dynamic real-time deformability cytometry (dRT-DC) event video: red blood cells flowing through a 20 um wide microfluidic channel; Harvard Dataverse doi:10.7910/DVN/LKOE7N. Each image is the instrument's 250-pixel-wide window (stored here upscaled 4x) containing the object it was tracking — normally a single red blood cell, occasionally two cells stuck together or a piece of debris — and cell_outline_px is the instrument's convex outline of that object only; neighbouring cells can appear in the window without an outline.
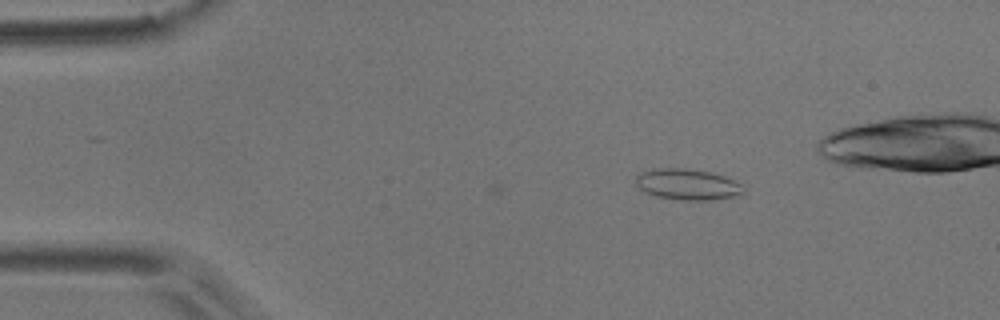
{"species": "common noctule bat (a hibernating species)", "species_latin": "Nyctalus noctula", "temperature_condition": "room temperature", "stored_images_in_passage": 3, "camera_frame_rate_fps": 3000, "um_per_image_px": 0.085, "animal": {"sex": "male", "body_mass_g": 17.9}, "frame": {"image": 1, "passage_image": 3, "time_ms": 0.667, "image_size_px": [1000, 320], "cell_outline_px": [[744, 192], [740, 196], [712, 200], [680, 200], [656, 196], [640, 188], [636, 184], [636, 176], [640, 172], [652, 168], [684, 168], [712, 172], [724, 176], [740, 184]], "centroid_in_image_um": [58.44, 15.67], "position_along_channel_um": 26.6, "area_um2": 19.48}}